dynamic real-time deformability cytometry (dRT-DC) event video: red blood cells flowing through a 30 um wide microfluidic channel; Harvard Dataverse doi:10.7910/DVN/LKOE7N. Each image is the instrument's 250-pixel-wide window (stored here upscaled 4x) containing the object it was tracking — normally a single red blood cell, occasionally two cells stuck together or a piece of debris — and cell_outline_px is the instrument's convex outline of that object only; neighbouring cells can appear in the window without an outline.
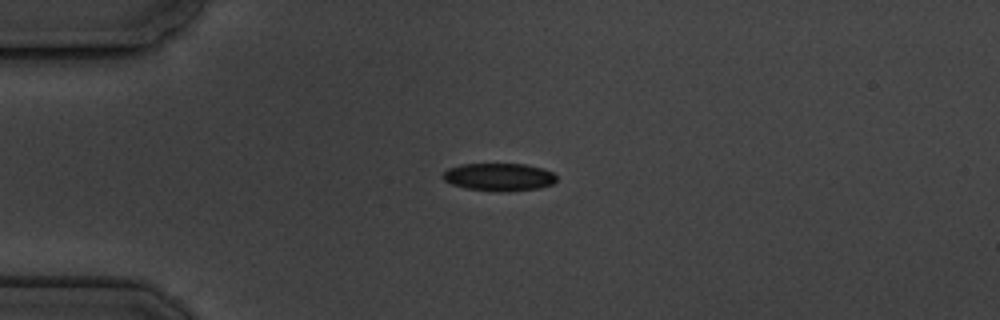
{"species": "common noctule bat (a hibernating species)", "species_latin": "Nyctalus noctula", "temperature_condition": "cold", "stored_images_in_passage": 2, "camera_frame_rate_fps": 3000, "um_per_image_px": 0.085, "animal": {"sex": "male", "body_mass_g": 19.5, "forearm_length_mm": 54.6}, "frame": {"image": 1, "passage_image": 1, "time_ms": 0.0, "image_size_px": [1000, 320], "cell_outline_px": [[556, 180], [552, 184], [540, 188], [508, 192], [500, 192], [464, 188], [452, 184], [444, 180], [440, 176], [448, 168], [460, 164], [524, 164], [544, 168], [552, 172], [556, 176]], "centroid_in_image_um": [42.41, 15.05], "position_along_channel_um": 42.6, "area_um2": 18.61}}